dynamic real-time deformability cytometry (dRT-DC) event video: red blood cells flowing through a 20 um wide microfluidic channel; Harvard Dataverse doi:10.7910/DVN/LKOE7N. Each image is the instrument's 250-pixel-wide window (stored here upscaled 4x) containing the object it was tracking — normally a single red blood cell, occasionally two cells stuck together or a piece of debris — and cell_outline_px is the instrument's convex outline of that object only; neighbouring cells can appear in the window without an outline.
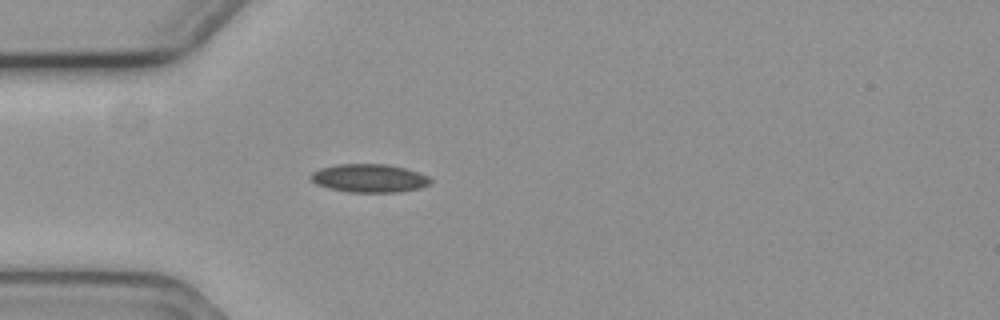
{"species": "common noctule bat (a hibernating species)", "species_latin": "Nyctalus noctula", "temperature_condition": "cold", "stored_images_in_passage": 1, "camera_frame_rate_fps": 3000, "um_per_image_px": 0.085, "animal": {"sex": "female", "body_mass_g": 19.3, "forearm_length_mm": 54.1}, "frame": {"image": 1, "passage_image": 1, "time_ms": 0.0, "image_size_px": [1000, 320], "cell_outline_px": [[432, 184], [420, 188], [400, 192], [348, 192], [328, 188], [316, 184], [308, 176], [312, 172], [320, 168], [336, 164], [388, 164], [404, 168], [428, 176], [432, 180]], "centroid_in_image_um": [31.38, 15.15], "position_along_channel_um": 53.6, "area_um2": 19.88}}